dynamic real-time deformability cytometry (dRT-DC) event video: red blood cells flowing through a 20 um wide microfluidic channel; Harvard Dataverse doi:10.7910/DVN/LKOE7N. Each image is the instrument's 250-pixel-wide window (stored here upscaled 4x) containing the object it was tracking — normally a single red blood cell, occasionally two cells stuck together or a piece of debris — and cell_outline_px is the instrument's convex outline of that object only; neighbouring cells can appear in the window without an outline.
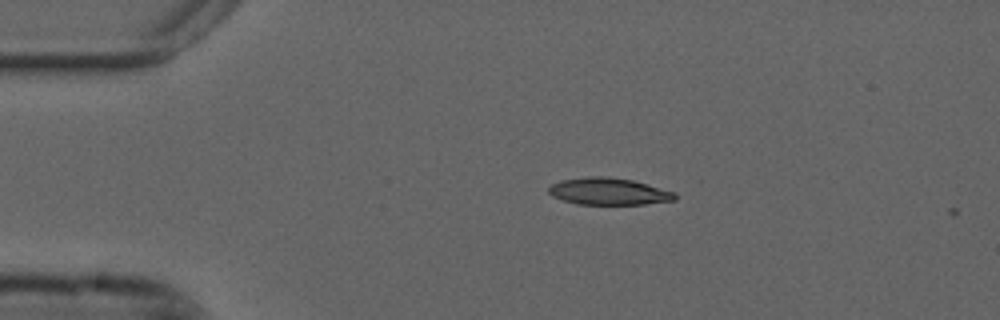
{"species": "common noctule bat (a hibernating species)", "species_latin": "Nyctalus noctula", "temperature_condition": "cold", "stored_images_in_passage": 3, "camera_frame_rate_fps": 3000, "um_per_image_px": 0.085, "animal": {"sex": "male", "forearm_length_mm": 52.5}, "frame": {"image": 1, "passage_image": 1, "time_ms": 0.0, "image_size_px": [1000, 320], "cell_outline_px": [[676, 200], [644, 204], [576, 204], [552, 196], [548, 192], [548, 188], [552, 184], [560, 180], [588, 176], [608, 176], [632, 180], [676, 192]], "centroid_in_image_um": [51.73, 16.26], "position_along_channel_um": 33.3, "area_um2": 19.88}}